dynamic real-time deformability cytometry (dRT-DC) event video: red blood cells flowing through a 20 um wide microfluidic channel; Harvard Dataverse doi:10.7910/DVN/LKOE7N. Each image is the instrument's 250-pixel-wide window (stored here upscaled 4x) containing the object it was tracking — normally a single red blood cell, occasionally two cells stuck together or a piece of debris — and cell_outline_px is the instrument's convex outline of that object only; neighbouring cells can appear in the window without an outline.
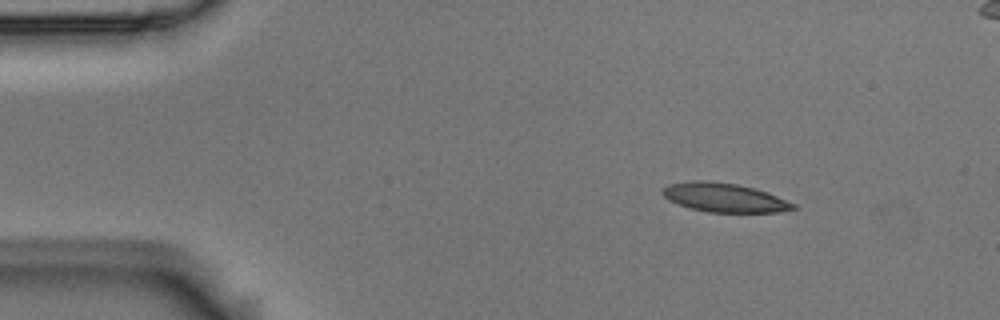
{"species": "Egyptian fruit bat (a non-hibernating species)", "species_latin": "Rousettus aegyptiacus", "temperature_condition": "room temperature", "stored_images_in_passage": 4, "segment_of_instrument_passage": [1, 2], "camera_frame_rate_fps": 3000, "um_per_image_px": 0.085, "animal": {"sex": "male"}, "frame": {"image": 1, "passage_image": 1, "time_ms": 0.0, "image_size_px": [1000, 320], "cell_outline_px": [[796, 208], [776, 212], [708, 212], [688, 208], [668, 200], [660, 192], [660, 188], [668, 184], [692, 180], [708, 180], [736, 184], [756, 188], [768, 192], [796, 204]], "centroid_in_image_um": [61.51, 16.78], "position_along_channel_um": 23.5, "area_um2": 22.31}}